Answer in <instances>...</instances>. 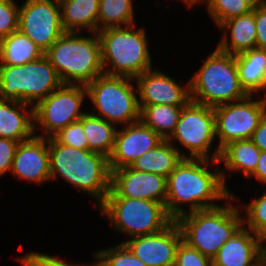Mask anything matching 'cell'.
<instances>
[{
    "mask_svg": "<svg viewBox=\"0 0 266 266\" xmlns=\"http://www.w3.org/2000/svg\"><path fill=\"white\" fill-rule=\"evenodd\" d=\"M216 137L215 115L213 107L189 101L183 108L172 135L167 139L178 141L190 153L189 158L209 159L210 164H219L212 160L209 150ZM209 157V158H208ZM212 160V161H211Z\"/></svg>",
    "mask_w": 266,
    "mask_h": 266,
    "instance_id": "7c38bea8",
    "label": "cell"
},
{
    "mask_svg": "<svg viewBox=\"0 0 266 266\" xmlns=\"http://www.w3.org/2000/svg\"><path fill=\"white\" fill-rule=\"evenodd\" d=\"M253 6L261 5L265 3V0H248Z\"/></svg>",
    "mask_w": 266,
    "mask_h": 266,
    "instance_id": "b9f144b4",
    "label": "cell"
},
{
    "mask_svg": "<svg viewBox=\"0 0 266 266\" xmlns=\"http://www.w3.org/2000/svg\"><path fill=\"white\" fill-rule=\"evenodd\" d=\"M19 141L0 138V176L11 171L13 159Z\"/></svg>",
    "mask_w": 266,
    "mask_h": 266,
    "instance_id": "8d00e7d4",
    "label": "cell"
},
{
    "mask_svg": "<svg viewBox=\"0 0 266 266\" xmlns=\"http://www.w3.org/2000/svg\"><path fill=\"white\" fill-rule=\"evenodd\" d=\"M183 242L213 259L222 245L243 225L239 208L227 203L178 217Z\"/></svg>",
    "mask_w": 266,
    "mask_h": 266,
    "instance_id": "277c9868",
    "label": "cell"
},
{
    "mask_svg": "<svg viewBox=\"0 0 266 266\" xmlns=\"http://www.w3.org/2000/svg\"><path fill=\"white\" fill-rule=\"evenodd\" d=\"M50 179L61 176L78 190L89 193L100 205L110 191L108 158L98 152L81 150L48 138Z\"/></svg>",
    "mask_w": 266,
    "mask_h": 266,
    "instance_id": "7a4b0ae2",
    "label": "cell"
},
{
    "mask_svg": "<svg viewBox=\"0 0 266 266\" xmlns=\"http://www.w3.org/2000/svg\"><path fill=\"white\" fill-rule=\"evenodd\" d=\"M85 96H87L86 85L62 84L46 98L33 105L34 129L40 126L43 131V134L37 136L53 137L67 125L80 120L85 114L80 109Z\"/></svg>",
    "mask_w": 266,
    "mask_h": 266,
    "instance_id": "8fae6325",
    "label": "cell"
},
{
    "mask_svg": "<svg viewBox=\"0 0 266 266\" xmlns=\"http://www.w3.org/2000/svg\"><path fill=\"white\" fill-rule=\"evenodd\" d=\"M209 159L183 158L166 178L165 208L176 220L187 213L182 204L189 203V212L210 209L219 205L213 201L235 199L226 186V171L215 168L209 171ZM230 199V200H229Z\"/></svg>",
    "mask_w": 266,
    "mask_h": 266,
    "instance_id": "6da1fadb",
    "label": "cell"
},
{
    "mask_svg": "<svg viewBox=\"0 0 266 266\" xmlns=\"http://www.w3.org/2000/svg\"><path fill=\"white\" fill-rule=\"evenodd\" d=\"M11 172L20 179L37 184L51 180L48 138L34 135L19 142Z\"/></svg>",
    "mask_w": 266,
    "mask_h": 266,
    "instance_id": "ac0fdd59",
    "label": "cell"
},
{
    "mask_svg": "<svg viewBox=\"0 0 266 266\" xmlns=\"http://www.w3.org/2000/svg\"><path fill=\"white\" fill-rule=\"evenodd\" d=\"M251 140L261 151H266V114L255 129Z\"/></svg>",
    "mask_w": 266,
    "mask_h": 266,
    "instance_id": "f35d334b",
    "label": "cell"
},
{
    "mask_svg": "<svg viewBox=\"0 0 266 266\" xmlns=\"http://www.w3.org/2000/svg\"><path fill=\"white\" fill-rule=\"evenodd\" d=\"M78 33L65 32L44 53L63 84L87 85L104 74L98 34L82 37Z\"/></svg>",
    "mask_w": 266,
    "mask_h": 266,
    "instance_id": "3957f363",
    "label": "cell"
},
{
    "mask_svg": "<svg viewBox=\"0 0 266 266\" xmlns=\"http://www.w3.org/2000/svg\"><path fill=\"white\" fill-rule=\"evenodd\" d=\"M24 266H98L97 260L93 265L67 264L64 260L50 255L30 252L24 257L18 258Z\"/></svg>",
    "mask_w": 266,
    "mask_h": 266,
    "instance_id": "d590c367",
    "label": "cell"
},
{
    "mask_svg": "<svg viewBox=\"0 0 266 266\" xmlns=\"http://www.w3.org/2000/svg\"><path fill=\"white\" fill-rule=\"evenodd\" d=\"M182 1H184V3H186L189 6V8H190V7H192L193 5H195L199 1L200 2L202 1L203 3L205 2L207 4L209 0H182Z\"/></svg>",
    "mask_w": 266,
    "mask_h": 266,
    "instance_id": "60d3db41",
    "label": "cell"
},
{
    "mask_svg": "<svg viewBox=\"0 0 266 266\" xmlns=\"http://www.w3.org/2000/svg\"><path fill=\"white\" fill-rule=\"evenodd\" d=\"M220 29H226L231 35L229 43L226 34L222 37L217 48L225 53L236 55L246 50L256 48V23L253 11L224 21Z\"/></svg>",
    "mask_w": 266,
    "mask_h": 266,
    "instance_id": "44dd1931",
    "label": "cell"
},
{
    "mask_svg": "<svg viewBox=\"0 0 266 266\" xmlns=\"http://www.w3.org/2000/svg\"><path fill=\"white\" fill-rule=\"evenodd\" d=\"M135 80L139 105L185 106L191 100L189 81L185 87H182L160 70L151 68L140 74Z\"/></svg>",
    "mask_w": 266,
    "mask_h": 266,
    "instance_id": "e0dca14e",
    "label": "cell"
},
{
    "mask_svg": "<svg viewBox=\"0 0 266 266\" xmlns=\"http://www.w3.org/2000/svg\"><path fill=\"white\" fill-rule=\"evenodd\" d=\"M188 155L180 153L168 140H163L154 149L138 157L130 167L140 172H150L165 178L175 169L178 163Z\"/></svg>",
    "mask_w": 266,
    "mask_h": 266,
    "instance_id": "7402d4cb",
    "label": "cell"
},
{
    "mask_svg": "<svg viewBox=\"0 0 266 266\" xmlns=\"http://www.w3.org/2000/svg\"><path fill=\"white\" fill-rule=\"evenodd\" d=\"M175 266H212V259L182 241L176 252Z\"/></svg>",
    "mask_w": 266,
    "mask_h": 266,
    "instance_id": "e575fe53",
    "label": "cell"
},
{
    "mask_svg": "<svg viewBox=\"0 0 266 266\" xmlns=\"http://www.w3.org/2000/svg\"><path fill=\"white\" fill-rule=\"evenodd\" d=\"M252 95L213 108L216 137L220 139L212 160H218L221 149L228 143L251 139L255 129L266 114V94L263 99L253 100Z\"/></svg>",
    "mask_w": 266,
    "mask_h": 266,
    "instance_id": "30bf717a",
    "label": "cell"
},
{
    "mask_svg": "<svg viewBox=\"0 0 266 266\" xmlns=\"http://www.w3.org/2000/svg\"><path fill=\"white\" fill-rule=\"evenodd\" d=\"M133 78L102 74L86 85L87 96L98 113L94 114L116 125L139 121L140 107ZM100 114V115H99Z\"/></svg>",
    "mask_w": 266,
    "mask_h": 266,
    "instance_id": "9c48e42d",
    "label": "cell"
},
{
    "mask_svg": "<svg viewBox=\"0 0 266 266\" xmlns=\"http://www.w3.org/2000/svg\"><path fill=\"white\" fill-rule=\"evenodd\" d=\"M261 150L251 139L228 143L220 151L218 161H223L226 171H242L248 178L256 169Z\"/></svg>",
    "mask_w": 266,
    "mask_h": 266,
    "instance_id": "d4e9b609",
    "label": "cell"
},
{
    "mask_svg": "<svg viewBox=\"0 0 266 266\" xmlns=\"http://www.w3.org/2000/svg\"><path fill=\"white\" fill-rule=\"evenodd\" d=\"M140 121L167 140L175 130L182 108L167 104L139 105Z\"/></svg>",
    "mask_w": 266,
    "mask_h": 266,
    "instance_id": "83f0119b",
    "label": "cell"
},
{
    "mask_svg": "<svg viewBox=\"0 0 266 266\" xmlns=\"http://www.w3.org/2000/svg\"><path fill=\"white\" fill-rule=\"evenodd\" d=\"M162 139L140 120L117 130L114 148L108 158L110 172L130 166L138 157L154 149Z\"/></svg>",
    "mask_w": 266,
    "mask_h": 266,
    "instance_id": "2e32d148",
    "label": "cell"
},
{
    "mask_svg": "<svg viewBox=\"0 0 266 266\" xmlns=\"http://www.w3.org/2000/svg\"><path fill=\"white\" fill-rule=\"evenodd\" d=\"M59 143L81 150H88V142L80 120L72 122L53 136Z\"/></svg>",
    "mask_w": 266,
    "mask_h": 266,
    "instance_id": "d6a6232c",
    "label": "cell"
},
{
    "mask_svg": "<svg viewBox=\"0 0 266 266\" xmlns=\"http://www.w3.org/2000/svg\"><path fill=\"white\" fill-rule=\"evenodd\" d=\"M134 27L133 24L125 28L111 27L97 32L104 74L135 79L152 68L146 31L143 28L135 30Z\"/></svg>",
    "mask_w": 266,
    "mask_h": 266,
    "instance_id": "8992f818",
    "label": "cell"
},
{
    "mask_svg": "<svg viewBox=\"0 0 266 266\" xmlns=\"http://www.w3.org/2000/svg\"><path fill=\"white\" fill-rule=\"evenodd\" d=\"M166 195L165 177L127 166L111 171L110 191L106 197L145 199L165 205Z\"/></svg>",
    "mask_w": 266,
    "mask_h": 266,
    "instance_id": "9a60e30c",
    "label": "cell"
},
{
    "mask_svg": "<svg viewBox=\"0 0 266 266\" xmlns=\"http://www.w3.org/2000/svg\"><path fill=\"white\" fill-rule=\"evenodd\" d=\"M253 176L262 184H266V151H261L257 167L248 178Z\"/></svg>",
    "mask_w": 266,
    "mask_h": 266,
    "instance_id": "ab89813d",
    "label": "cell"
},
{
    "mask_svg": "<svg viewBox=\"0 0 266 266\" xmlns=\"http://www.w3.org/2000/svg\"><path fill=\"white\" fill-rule=\"evenodd\" d=\"M80 121L88 142V150L101 153L109 158L117 133L115 124L94 115V112L85 113Z\"/></svg>",
    "mask_w": 266,
    "mask_h": 266,
    "instance_id": "4316f807",
    "label": "cell"
},
{
    "mask_svg": "<svg viewBox=\"0 0 266 266\" xmlns=\"http://www.w3.org/2000/svg\"><path fill=\"white\" fill-rule=\"evenodd\" d=\"M265 241L242 225L212 259V266H256L266 257Z\"/></svg>",
    "mask_w": 266,
    "mask_h": 266,
    "instance_id": "d6986e66",
    "label": "cell"
},
{
    "mask_svg": "<svg viewBox=\"0 0 266 266\" xmlns=\"http://www.w3.org/2000/svg\"><path fill=\"white\" fill-rule=\"evenodd\" d=\"M132 3V0H100L98 31L105 28L133 25L134 11Z\"/></svg>",
    "mask_w": 266,
    "mask_h": 266,
    "instance_id": "f1b7e54d",
    "label": "cell"
},
{
    "mask_svg": "<svg viewBox=\"0 0 266 266\" xmlns=\"http://www.w3.org/2000/svg\"><path fill=\"white\" fill-rule=\"evenodd\" d=\"M19 8L14 0H0V40L18 31Z\"/></svg>",
    "mask_w": 266,
    "mask_h": 266,
    "instance_id": "836d02e7",
    "label": "cell"
},
{
    "mask_svg": "<svg viewBox=\"0 0 266 266\" xmlns=\"http://www.w3.org/2000/svg\"><path fill=\"white\" fill-rule=\"evenodd\" d=\"M56 69L43 55L25 65L0 64V99L36 105L62 85Z\"/></svg>",
    "mask_w": 266,
    "mask_h": 266,
    "instance_id": "52a82bcc",
    "label": "cell"
},
{
    "mask_svg": "<svg viewBox=\"0 0 266 266\" xmlns=\"http://www.w3.org/2000/svg\"><path fill=\"white\" fill-rule=\"evenodd\" d=\"M207 8L217 27L224 21L253 11L248 0H209Z\"/></svg>",
    "mask_w": 266,
    "mask_h": 266,
    "instance_id": "f546056e",
    "label": "cell"
},
{
    "mask_svg": "<svg viewBox=\"0 0 266 266\" xmlns=\"http://www.w3.org/2000/svg\"><path fill=\"white\" fill-rule=\"evenodd\" d=\"M256 48L266 50V3L254 6Z\"/></svg>",
    "mask_w": 266,
    "mask_h": 266,
    "instance_id": "74e56055",
    "label": "cell"
},
{
    "mask_svg": "<svg viewBox=\"0 0 266 266\" xmlns=\"http://www.w3.org/2000/svg\"><path fill=\"white\" fill-rule=\"evenodd\" d=\"M189 81L190 99L209 107L240 101L249 94L240 84L236 56L217 47Z\"/></svg>",
    "mask_w": 266,
    "mask_h": 266,
    "instance_id": "5b68a950",
    "label": "cell"
},
{
    "mask_svg": "<svg viewBox=\"0 0 266 266\" xmlns=\"http://www.w3.org/2000/svg\"><path fill=\"white\" fill-rule=\"evenodd\" d=\"M29 105L24 102L0 99V138L21 142L35 135L34 108L27 111V114Z\"/></svg>",
    "mask_w": 266,
    "mask_h": 266,
    "instance_id": "ffe728a7",
    "label": "cell"
},
{
    "mask_svg": "<svg viewBox=\"0 0 266 266\" xmlns=\"http://www.w3.org/2000/svg\"><path fill=\"white\" fill-rule=\"evenodd\" d=\"M98 208L117 232H124L131 238L157 233L173 221L165 205L152 200L105 197Z\"/></svg>",
    "mask_w": 266,
    "mask_h": 266,
    "instance_id": "ba28073f",
    "label": "cell"
},
{
    "mask_svg": "<svg viewBox=\"0 0 266 266\" xmlns=\"http://www.w3.org/2000/svg\"><path fill=\"white\" fill-rule=\"evenodd\" d=\"M18 30L45 53L65 33L59 0H26L19 8Z\"/></svg>",
    "mask_w": 266,
    "mask_h": 266,
    "instance_id": "4fadbf2b",
    "label": "cell"
},
{
    "mask_svg": "<svg viewBox=\"0 0 266 266\" xmlns=\"http://www.w3.org/2000/svg\"><path fill=\"white\" fill-rule=\"evenodd\" d=\"M182 241L181 230L173 220L157 233L135 236L123 244L147 266H175L176 252Z\"/></svg>",
    "mask_w": 266,
    "mask_h": 266,
    "instance_id": "5bb4252c",
    "label": "cell"
},
{
    "mask_svg": "<svg viewBox=\"0 0 266 266\" xmlns=\"http://www.w3.org/2000/svg\"><path fill=\"white\" fill-rule=\"evenodd\" d=\"M256 266H266V257H264Z\"/></svg>",
    "mask_w": 266,
    "mask_h": 266,
    "instance_id": "7bdbcfd3",
    "label": "cell"
},
{
    "mask_svg": "<svg viewBox=\"0 0 266 266\" xmlns=\"http://www.w3.org/2000/svg\"><path fill=\"white\" fill-rule=\"evenodd\" d=\"M243 217V225L247 224L246 228L257 234L266 242V191L262 196L253 199L245 207ZM245 218V219H244Z\"/></svg>",
    "mask_w": 266,
    "mask_h": 266,
    "instance_id": "1f68e13d",
    "label": "cell"
},
{
    "mask_svg": "<svg viewBox=\"0 0 266 266\" xmlns=\"http://www.w3.org/2000/svg\"><path fill=\"white\" fill-rule=\"evenodd\" d=\"M241 86L249 95L266 89V50L252 48L236 54Z\"/></svg>",
    "mask_w": 266,
    "mask_h": 266,
    "instance_id": "603a6c76",
    "label": "cell"
},
{
    "mask_svg": "<svg viewBox=\"0 0 266 266\" xmlns=\"http://www.w3.org/2000/svg\"><path fill=\"white\" fill-rule=\"evenodd\" d=\"M43 55L37 44L19 30L0 40V64L25 65Z\"/></svg>",
    "mask_w": 266,
    "mask_h": 266,
    "instance_id": "484cf974",
    "label": "cell"
},
{
    "mask_svg": "<svg viewBox=\"0 0 266 266\" xmlns=\"http://www.w3.org/2000/svg\"><path fill=\"white\" fill-rule=\"evenodd\" d=\"M100 0H59L62 27L65 32H78L87 28L98 32V11Z\"/></svg>",
    "mask_w": 266,
    "mask_h": 266,
    "instance_id": "cb8c5ba5",
    "label": "cell"
},
{
    "mask_svg": "<svg viewBox=\"0 0 266 266\" xmlns=\"http://www.w3.org/2000/svg\"><path fill=\"white\" fill-rule=\"evenodd\" d=\"M98 266H147L137 258L123 243L94 254Z\"/></svg>",
    "mask_w": 266,
    "mask_h": 266,
    "instance_id": "4dcf8cb0",
    "label": "cell"
}]
</instances>
